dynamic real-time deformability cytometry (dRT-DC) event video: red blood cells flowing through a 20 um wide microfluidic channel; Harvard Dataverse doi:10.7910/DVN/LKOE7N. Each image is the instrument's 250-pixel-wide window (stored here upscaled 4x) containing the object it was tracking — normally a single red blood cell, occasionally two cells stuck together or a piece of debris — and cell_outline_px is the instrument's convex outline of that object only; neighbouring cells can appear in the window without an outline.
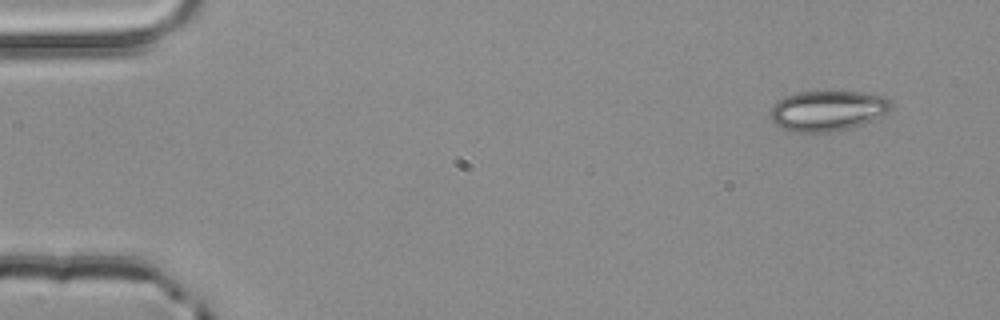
{"species": "common noctule bat (a hibernating species)", "species_latin": "Nyctalus noctula", "temperature_condition": "room temperature", "stored_images_in_passage": 4, "camera_frame_rate_fps": 3000, "um_per_image_px": 0.085, "animal": {"sex": "male", "body_mass_g": 20.4}, "frame": {"image": 1, "passage_image": 1, "time_ms": 0.0, "image_size_px": [1000, 320], "cell_outline_px": [[892, 108], [888, 112], [872, 120], [848, 128], [828, 132], [792, 132], [776, 124], [768, 116], [768, 112], [776, 100], [784, 96], [800, 92], [860, 92], [884, 96], [892, 104]], "centroid_in_image_um": [70.29, 9.41], "position_along_channel_um": 14.7, "area_um2": 28.32}}